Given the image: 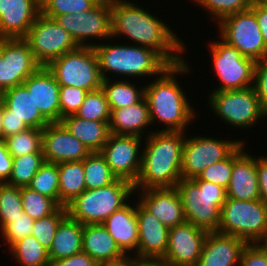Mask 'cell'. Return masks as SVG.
<instances>
[{
	"label": "cell",
	"instance_id": "1",
	"mask_svg": "<svg viewBox=\"0 0 267 266\" xmlns=\"http://www.w3.org/2000/svg\"><path fill=\"white\" fill-rule=\"evenodd\" d=\"M121 34L131 38L136 45L154 49L170 65L184 61L180 55L185 44L168 24L132 2L111 0V38Z\"/></svg>",
	"mask_w": 267,
	"mask_h": 266
},
{
	"label": "cell",
	"instance_id": "2",
	"mask_svg": "<svg viewBox=\"0 0 267 266\" xmlns=\"http://www.w3.org/2000/svg\"><path fill=\"white\" fill-rule=\"evenodd\" d=\"M184 132H149L146 146L142 149L141 169L134 183L135 191L151 188L175 187L182 179V154L185 140Z\"/></svg>",
	"mask_w": 267,
	"mask_h": 266
},
{
	"label": "cell",
	"instance_id": "3",
	"mask_svg": "<svg viewBox=\"0 0 267 266\" xmlns=\"http://www.w3.org/2000/svg\"><path fill=\"white\" fill-rule=\"evenodd\" d=\"M186 62L169 65L153 83L144 86L151 124L156 120L164 123L167 128H162V131L185 132L186 126L196 118L195 110L174 76L189 72Z\"/></svg>",
	"mask_w": 267,
	"mask_h": 266
},
{
	"label": "cell",
	"instance_id": "4",
	"mask_svg": "<svg viewBox=\"0 0 267 266\" xmlns=\"http://www.w3.org/2000/svg\"><path fill=\"white\" fill-rule=\"evenodd\" d=\"M96 52L99 70L103 80L110 79L106 72L111 71L118 76H160L170 65L157 51L138 45L100 43L93 44Z\"/></svg>",
	"mask_w": 267,
	"mask_h": 266
},
{
	"label": "cell",
	"instance_id": "5",
	"mask_svg": "<svg viewBox=\"0 0 267 266\" xmlns=\"http://www.w3.org/2000/svg\"><path fill=\"white\" fill-rule=\"evenodd\" d=\"M175 187L181 198L186 222L208 232L218 231L221 208L227 199L226 189L212 182L184 178Z\"/></svg>",
	"mask_w": 267,
	"mask_h": 266
},
{
	"label": "cell",
	"instance_id": "6",
	"mask_svg": "<svg viewBox=\"0 0 267 266\" xmlns=\"http://www.w3.org/2000/svg\"><path fill=\"white\" fill-rule=\"evenodd\" d=\"M134 191L133 183L117 178L105 187L84 190L66 206L67 214L83 225L102 224L113 212L127 204Z\"/></svg>",
	"mask_w": 267,
	"mask_h": 266
},
{
	"label": "cell",
	"instance_id": "7",
	"mask_svg": "<svg viewBox=\"0 0 267 266\" xmlns=\"http://www.w3.org/2000/svg\"><path fill=\"white\" fill-rule=\"evenodd\" d=\"M217 232L238 237L247 244L258 243L267 233V206L260 199L227 198Z\"/></svg>",
	"mask_w": 267,
	"mask_h": 266
},
{
	"label": "cell",
	"instance_id": "8",
	"mask_svg": "<svg viewBox=\"0 0 267 266\" xmlns=\"http://www.w3.org/2000/svg\"><path fill=\"white\" fill-rule=\"evenodd\" d=\"M59 86H74L87 92L101 89L102 77L92 46H79L51 61L47 66Z\"/></svg>",
	"mask_w": 267,
	"mask_h": 266
},
{
	"label": "cell",
	"instance_id": "9",
	"mask_svg": "<svg viewBox=\"0 0 267 266\" xmlns=\"http://www.w3.org/2000/svg\"><path fill=\"white\" fill-rule=\"evenodd\" d=\"M209 104L223 122L241 129H251L259 119L267 118L253 86L245 89L213 91Z\"/></svg>",
	"mask_w": 267,
	"mask_h": 266
},
{
	"label": "cell",
	"instance_id": "10",
	"mask_svg": "<svg viewBox=\"0 0 267 266\" xmlns=\"http://www.w3.org/2000/svg\"><path fill=\"white\" fill-rule=\"evenodd\" d=\"M218 25L219 37L243 56L255 61L267 57L259 24L251 9L226 16Z\"/></svg>",
	"mask_w": 267,
	"mask_h": 266
},
{
	"label": "cell",
	"instance_id": "11",
	"mask_svg": "<svg viewBox=\"0 0 267 266\" xmlns=\"http://www.w3.org/2000/svg\"><path fill=\"white\" fill-rule=\"evenodd\" d=\"M221 41L210 44L212 66L220 80L214 91L245 89L253 86L256 61L243 56L235 47Z\"/></svg>",
	"mask_w": 267,
	"mask_h": 266
},
{
	"label": "cell",
	"instance_id": "12",
	"mask_svg": "<svg viewBox=\"0 0 267 266\" xmlns=\"http://www.w3.org/2000/svg\"><path fill=\"white\" fill-rule=\"evenodd\" d=\"M24 39L41 66H47L54 59L79 47L63 27L42 14L37 17Z\"/></svg>",
	"mask_w": 267,
	"mask_h": 266
},
{
	"label": "cell",
	"instance_id": "13",
	"mask_svg": "<svg viewBox=\"0 0 267 266\" xmlns=\"http://www.w3.org/2000/svg\"><path fill=\"white\" fill-rule=\"evenodd\" d=\"M244 141H224L202 136L185 137L181 177L197 178L208 166L228 158Z\"/></svg>",
	"mask_w": 267,
	"mask_h": 266
},
{
	"label": "cell",
	"instance_id": "14",
	"mask_svg": "<svg viewBox=\"0 0 267 266\" xmlns=\"http://www.w3.org/2000/svg\"><path fill=\"white\" fill-rule=\"evenodd\" d=\"M74 39L78 46H92L85 42L92 38H111V0H101L88 11L65 14L53 18Z\"/></svg>",
	"mask_w": 267,
	"mask_h": 266
},
{
	"label": "cell",
	"instance_id": "15",
	"mask_svg": "<svg viewBox=\"0 0 267 266\" xmlns=\"http://www.w3.org/2000/svg\"><path fill=\"white\" fill-rule=\"evenodd\" d=\"M41 65L24 38H3L0 56V90L21 85Z\"/></svg>",
	"mask_w": 267,
	"mask_h": 266
},
{
	"label": "cell",
	"instance_id": "16",
	"mask_svg": "<svg viewBox=\"0 0 267 266\" xmlns=\"http://www.w3.org/2000/svg\"><path fill=\"white\" fill-rule=\"evenodd\" d=\"M142 137L110 133L100 153L111 172L119 179L135 183L141 169ZM141 148V149H140Z\"/></svg>",
	"mask_w": 267,
	"mask_h": 266
},
{
	"label": "cell",
	"instance_id": "17",
	"mask_svg": "<svg viewBox=\"0 0 267 266\" xmlns=\"http://www.w3.org/2000/svg\"><path fill=\"white\" fill-rule=\"evenodd\" d=\"M208 231L185 222L169 229L163 266H196Z\"/></svg>",
	"mask_w": 267,
	"mask_h": 266
},
{
	"label": "cell",
	"instance_id": "18",
	"mask_svg": "<svg viewBox=\"0 0 267 266\" xmlns=\"http://www.w3.org/2000/svg\"><path fill=\"white\" fill-rule=\"evenodd\" d=\"M136 204L139 237L133 258L138 262H159L167 251L169 228L139 202Z\"/></svg>",
	"mask_w": 267,
	"mask_h": 266
},
{
	"label": "cell",
	"instance_id": "19",
	"mask_svg": "<svg viewBox=\"0 0 267 266\" xmlns=\"http://www.w3.org/2000/svg\"><path fill=\"white\" fill-rule=\"evenodd\" d=\"M42 153L45 162L59 164L83 161L91 152L61 122H53L43 128Z\"/></svg>",
	"mask_w": 267,
	"mask_h": 266
},
{
	"label": "cell",
	"instance_id": "20",
	"mask_svg": "<svg viewBox=\"0 0 267 266\" xmlns=\"http://www.w3.org/2000/svg\"><path fill=\"white\" fill-rule=\"evenodd\" d=\"M244 142L233 152V169L229 185L226 189L227 198L237 200L260 199L256 158L244 149Z\"/></svg>",
	"mask_w": 267,
	"mask_h": 266
},
{
	"label": "cell",
	"instance_id": "21",
	"mask_svg": "<svg viewBox=\"0 0 267 266\" xmlns=\"http://www.w3.org/2000/svg\"><path fill=\"white\" fill-rule=\"evenodd\" d=\"M40 14L37 0H0V37L24 38Z\"/></svg>",
	"mask_w": 267,
	"mask_h": 266
},
{
	"label": "cell",
	"instance_id": "22",
	"mask_svg": "<svg viewBox=\"0 0 267 266\" xmlns=\"http://www.w3.org/2000/svg\"><path fill=\"white\" fill-rule=\"evenodd\" d=\"M139 194L141 197L137 202L169 229L186 222L176 187L151 188L141 190Z\"/></svg>",
	"mask_w": 267,
	"mask_h": 266
},
{
	"label": "cell",
	"instance_id": "23",
	"mask_svg": "<svg viewBox=\"0 0 267 266\" xmlns=\"http://www.w3.org/2000/svg\"><path fill=\"white\" fill-rule=\"evenodd\" d=\"M41 114L50 122H60V86L46 66H41L23 83Z\"/></svg>",
	"mask_w": 267,
	"mask_h": 266
},
{
	"label": "cell",
	"instance_id": "24",
	"mask_svg": "<svg viewBox=\"0 0 267 266\" xmlns=\"http://www.w3.org/2000/svg\"><path fill=\"white\" fill-rule=\"evenodd\" d=\"M247 243L235 236L208 232L196 266H236Z\"/></svg>",
	"mask_w": 267,
	"mask_h": 266
},
{
	"label": "cell",
	"instance_id": "25",
	"mask_svg": "<svg viewBox=\"0 0 267 266\" xmlns=\"http://www.w3.org/2000/svg\"><path fill=\"white\" fill-rule=\"evenodd\" d=\"M82 242V251L100 265L117 263L128 257L102 224L83 225Z\"/></svg>",
	"mask_w": 267,
	"mask_h": 266
},
{
	"label": "cell",
	"instance_id": "26",
	"mask_svg": "<svg viewBox=\"0 0 267 266\" xmlns=\"http://www.w3.org/2000/svg\"><path fill=\"white\" fill-rule=\"evenodd\" d=\"M102 225L114 238L120 250L129 257L134 250L136 253L138 247V221L136 215V206H130V203L113 212ZM131 250V251H130Z\"/></svg>",
	"mask_w": 267,
	"mask_h": 266
},
{
	"label": "cell",
	"instance_id": "27",
	"mask_svg": "<svg viewBox=\"0 0 267 266\" xmlns=\"http://www.w3.org/2000/svg\"><path fill=\"white\" fill-rule=\"evenodd\" d=\"M109 131L115 135L144 136V129L151 124L148 103L145 97L138 103L110 109Z\"/></svg>",
	"mask_w": 267,
	"mask_h": 266
},
{
	"label": "cell",
	"instance_id": "28",
	"mask_svg": "<svg viewBox=\"0 0 267 266\" xmlns=\"http://www.w3.org/2000/svg\"><path fill=\"white\" fill-rule=\"evenodd\" d=\"M2 101L8 109V117L23 120L29 128L43 129L50 123L41 114L32 95L23 84L3 91Z\"/></svg>",
	"mask_w": 267,
	"mask_h": 266
},
{
	"label": "cell",
	"instance_id": "29",
	"mask_svg": "<svg viewBox=\"0 0 267 266\" xmlns=\"http://www.w3.org/2000/svg\"><path fill=\"white\" fill-rule=\"evenodd\" d=\"M82 234L83 224L67 214L57 226L52 246L48 251L50 263L82 252Z\"/></svg>",
	"mask_w": 267,
	"mask_h": 266
},
{
	"label": "cell",
	"instance_id": "30",
	"mask_svg": "<svg viewBox=\"0 0 267 266\" xmlns=\"http://www.w3.org/2000/svg\"><path fill=\"white\" fill-rule=\"evenodd\" d=\"M66 129L90 152H100L110 135L109 121L85 120L75 115L61 119Z\"/></svg>",
	"mask_w": 267,
	"mask_h": 266
},
{
	"label": "cell",
	"instance_id": "31",
	"mask_svg": "<svg viewBox=\"0 0 267 266\" xmlns=\"http://www.w3.org/2000/svg\"><path fill=\"white\" fill-rule=\"evenodd\" d=\"M58 173L59 206L66 207L71 201L86 190L83 161L59 163Z\"/></svg>",
	"mask_w": 267,
	"mask_h": 266
},
{
	"label": "cell",
	"instance_id": "32",
	"mask_svg": "<svg viewBox=\"0 0 267 266\" xmlns=\"http://www.w3.org/2000/svg\"><path fill=\"white\" fill-rule=\"evenodd\" d=\"M122 80V81H121ZM110 82L109 79L102 81L104 91L110 109L128 107L140 102L145 97V87L138 89L136 85L124 78Z\"/></svg>",
	"mask_w": 267,
	"mask_h": 266
},
{
	"label": "cell",
	"instance_id": "33",
	"mask_svg": "<svg viewBox=\"0 0 267 266\" xmlns=\"http://www.w3.org/2000/svg\"><path fill=\"white\" fill-rule=\"evenodd\" d=\"M9 250L22 266H50L48 251L33 235L17 241Z\"/></svg>",
	"mask_w": 267,
	"mask_h": 266
},
{
	"label": "cell",
	"instance_id": "34",
	"mask_svg": "<svg viewBox=\"0 0 267 266\" xmlns=\"http://www.w3.org/2000/svg\"><path fill=\"white\" fill-rule=\"evenodd\" d=\"M86 189L92 190L113 183L117 177L111 172L100 152H92L83 160Z\"/></svg>",
	"mask_w": 267,
	"mask_h": 266
},
{
	"label": "cell",
	"instance_id": "35",
	"mask_svg": "<svg viewBox=\"0 0 267 266\" xmlns=\"http://www.w3.org/2000/svg\"><path fill=\"white\" fill-rule=\"evenodd\" d=\"M44 162L43 153H28L13 157L11 176L6 184L27 187Z\"/></svg>",
	"mask_w": 267,
	"mask_h": 266
},
{
	"label": "cell",
	"instance_id": "36",
	"mask_svg": "<svg viewBox=\"0 0 267 266\" xmlns=\"http://www.w3.org/2000/svg\"><path fill=\"white\" fill-rule=\"evenodd\" d=\"M43 129L28 128L4 139L6 149L12 157L28 153H42Z\"/></svg>",
	"mask_w": 267,
	"mask_h": 266
},
{
	"label": "cell",
	"instance_id": "37",
	"mask_svg": "<svg viewBox=\"0 0 267 266\" xmlns=\"http://www.w3.org/2000/svg\"><path fill=\"white\" fill-rule=\"evenodd\" d=\"M27 187L53 199L59 205L58 164L44 162Z\"/></svg>",
	"mask_w": 267,
	"mask_h": 266
},
{
	"label": "cell",
	"instance_id": "38",
	"mask_svg": "<svg viewBox=\"0 0 267 266\" xmlns=\"http://www.w3.org/2000/svg\"><path fill=\"white\" fill-rule=\"evenodd\" d=\"M21 200L23 211L33 220L47 217L60 207L53 199L29 187H21Z\"/></svg>",
	"mask_w": 267,
	"mask_h": 266
},
{
	"label": "cell",
	"instance_id": "39",
	"mask_svg": "<svg viewBox=\"0 0 267 266\" xmlns=\"http://www.w3.org/2000/svg\"><path fill=\"white\" fill-rule=\"evenodd\" d=\"M23 212L21 187L0 183V228L1 230L13 218Z\"/></svg>",
	"mask_w": 267,
	"mask_h": 266
},
{
	"label": "cell",
	"instance_id": "40",
	"mask_svg": "<svg viewBox=\"0 0 267 266\" xmlns=\"http://www.w3.org/2000/svg\"><path fill=\"white\" fill-rule=\"evenodd\" d=\"M110 107L104 91L88 92L76 115L85 120L109 121Z\"/></svg>",
	"mask_w": 267,
	"mask_h": 266
},
{
	"label": "cell",
	"instance_id": "41",
	"mask_svg": "<svg viewBox=\"0 0 267 266\" xmlns=\"http://www.w3.org/2000/svg\"><path fill=\"white\" fill-rule=\"evenodd\" d=\"M67 215V208L60 206L53 214L34 220L31 235L49 251L55 237V231L61 220Z\"/></svg>",
	"mask_w": 267,
	"mask_h": 266
},
{
	"label": "cell",
	"instance_id": "42",
	"mask_svg": "<svg viewBox=\"0 0 267 266\" xmlns=\"http://www.w3.org/2000/svg\"><path fill=\"white\" fill-rule=\"evenodd\" d=\"M101 0H45L41 14L53 19L55 16L84 12L95 7Z\"/></svg>",
	"mask_w": 267,
	"mask_h": 266
},
{
	"label": "cell",
	"instance_id": "43",
	"mask_svg": "<svg viewBox=\"0 0 267 266\" xmlns=\"http://www.w3.org/2000/svg\"><path fill=\"white\" fill-rule=\"evenodd\" d=\"M203 7L209 15L215 17L218 23L226 16L242 12L251 8L254 0H193Z\"/></svg>",
	"mask_w": 267,
	"mask_h": 266
},
{
	"label": "cell",
	"instance_id": "44",
	"mask_svg": "<svg viewBox=\"0 0 267 266\" xmlns=\"http://www.w3.org/2000/svg\"><path fill=\"white\" fill-rule=\"evenodd\" d=\"M233 169V153L226 159L218 161L207 168L194 179L212 182L227 189Z\"/></svg>",
	"mask_w": 267,
	"mask_h": 266
},
{
	"label": "cell",
	"instance_id": "45",
	"mask_svg": "<svg viewBox=\"0 0 267 266\" xmlns=\"http://www.w3.org/2000/svg\"><path fill=\"white\" fill-rule=\"evenodd\" d=\"M87 91L74 86H60V122L61 119L69 115H75L82 105Z\"/></svg>",
	"mask_w": 267,
	"mask_h": 266
},
{
	"label": "cell",
	"instance_id": "46",
	"mask_svg": "<svg viewBox=\"0 0 267 266\" xmlns=\"http://www.w3.org/2000/svg\"><path fill=\"white\" fill-rule=\"evenodd\" d=\"M34 220L24 211L8 223L1 231L2 237L9 248L17 241L31 235Z\"/></svg>",
	"mask_w": 267,
	"mask_h": 266
},
{
	"label": "cell",
	"instance_id": "47",
	"mask_svg": "<svg viewBox=\"0 0 267 266\" xmlns=\"http://www.w3.org/2000/svg\"><path fill=\"white\" fill-rule=\"evenodd\" d=\"M253 88L262 108L267 113V57L256 61Z\"/></svg>",
	"mask_w": 267,
	"mask_h": 266
},
{
	"label": "cell",
	"instance_id": "48",
	"mask_svg": "<svg viewBox=\"0 0 267 266\" xmlns=\"http://www.w3.org/2000/svg\"><path fill=\"white\" fill-rule=\"evenodd\" d=\"M239 266H267V254L258 243L247 244L242 251Z\"/></svg>",
	"mask_w": 267,
	"mask_h": 266
},
{
	"label": "cell",
	"instance_id": "49",
	"mask_svg": "<svg viewBox=\"0 0 267 266\" xmlns=\"http://www.w3.org/2000/svg\"><path fill=\"white\" fill-rule=\"evenodd\" d=\"M50 266H100V264L82 251L70 257L52 261Z\"/></svg>",
	"mask_w": 267,
	"mask_h": 266
},
{
	"label": "cell",
	"instance_id": "50",
	"mask_svg": "<svg viewBox=\"0 0 267 266\" xmlns=\"http://www.w3.org/2000/svg\"><path fill=\"white\" fill-rule=\"evenodd\" d=\"M28 128L29 127L25 124L23 120H19L16 117H8V109L4 105V116L2 120L4 139L21 131H24Z\"/></svg>",
	"mask_w": 267,
	"mask_h": 266
},
{
	"label": "cell",
	"instance_id": "51",
	"mask_svg": "<svg viewBox=\"0 0 267 266\" xmlns=\"http://www.w3.org/2000/svg\"><path fill=\"white\" fill-rule=\"evenodd\" d=\"M260 200L267 206V157H256Z\"/></svg>",
	"mask_w": 267,
	"mask_h": 266
},
{
	"label": "cell",
	"instance_id": "52",
	"mask_svg": "<svg viewBox=\"0 0 267 266\" xmlns=\"http://www.w3.org/2000/svg\"><path fill=\"white\" fill-rule=\"evenodd\" d=\"M13 157L6 149L4 140L0 141V183H6L12 172Z\"/></svg>",
	"mask_w": 267,
	"mask_h": 266
},
{
	"label": "cell",
	"instance_id": "53",
	"mask_svg": "<svg viewBox=\"0 0 267 266\" xmlns=\"http://www.w3.org/2000/svg\"><path fill=\"white\" fill-rule=\"evenodd\" d=\"M256 15L259 24L264 44L267 48V8L258 4L255 0L250 8Z\"/></svg>",
	"mask_w": 267,
	"mask_h": 266
},
{
	"label": "cell",
	"instance_id": "54",
	"mask_svg": "<svg viewBox=\"0 0 267 266\" xmlns=\"http://www.w3.org/2000/svg\"><path fill=\"white\" fill-rule=\"evenodd\" d=\"M138 263L131 255L117 263L101 264L100 266H135Z\"/></svg>",
	"mask_w": 267,
	"mask_h": 266
},
{
	"label": "cell",
	"instance_id": "55",
	"mask_svg": "<svg viewBox=\"0 0 267 266\" xmlns=\"http://www.w3.org/2000/svg\"><path fill=\"white\" fill-rule=\"evenodd\" d=\"M4 116V103L0 102V141L4 140L3 138V129H2V120Z\"/></svg>",
	"mask_w": 267,
	"mask_h": 266
},
{
	"label": "cell",
	"instance_id": "56",
	"mask_svg": "<svg viewBox=\"0 0 267 266\" xmlns=\"http://www.w3.org/2000/svg\"><path fill=\"white\" fill-rule=\"evenodd\" d=\"M258 244L261 246V248L266 252L267 254V233L264 235V237L258 242Z\"/></svg>",
	"mask_w": 267,
	"mask_h": 266
},
{
	"label": "cell",
	"instance_id": "57",
	"mask_svg": "<svg viewBox=\"0 0 267 266\" xmlns=\"http://www.w3.org/2000/svg\"><path fill=\"white\" fill-rule=\"evenodd\" d=\"M135 266H163L159 262H138Z\"/></svg>",
	"mask_w": 267,
	"mask_h": 266
},
{
	"label": "cell",
	"instance_id": "58",
	"mask_svg": "<svg viewBox=\"0 0 267 266\" xmlns=\"http://www.w3.org/2000/svg\"><path fill=\"white\" fill-rule=\"evenodd\" d=\"M261 6L267 8V0H255Z\"/></svg>",
	"mask_w": 267,
	"mask_h": 266
},
{
	"label": "cell",
	"instance_id": "59",
	"mask_svg": "<svg viewBox=\"0 0 267 266\" xmlns=\"http://www.w3.org/2000/svg\"><path fill=\"white\" fill-rule=\"evenodd\" d=\"M2 45H3V37H0V56L2 51Z\"/></svg>",
	"mask_w": 267,
	"mask_h": 266
},
{
	"label": "cell",
	"instance_id": "60",
	"mask_svg": "<svg viewBox=\"0 0 267 266\" xmlns=\"http://www.w3.org/2000/svg\"><path fill=\"white\" fill-rule=\"evenodd\" d=\"M3 98V92L0 90V102L2 101Z\"/></svg>",
	"mask_w": 267,
	"mask_h": 266
},
{
	"label": "cell",
	"instance_id": "61",
	"mask_svg": "<svg viewBox=\"0 0 267 266\" xmlns=\"http://www.w3.org/2000/svg\"><path fill=\"white\" fill-rule=\"evenodd\" d=\"M45 0H37V2L41 5Z\"/></svg>",
	"mask_w": 267,
	"mask_h": 266
}]
</instances>
